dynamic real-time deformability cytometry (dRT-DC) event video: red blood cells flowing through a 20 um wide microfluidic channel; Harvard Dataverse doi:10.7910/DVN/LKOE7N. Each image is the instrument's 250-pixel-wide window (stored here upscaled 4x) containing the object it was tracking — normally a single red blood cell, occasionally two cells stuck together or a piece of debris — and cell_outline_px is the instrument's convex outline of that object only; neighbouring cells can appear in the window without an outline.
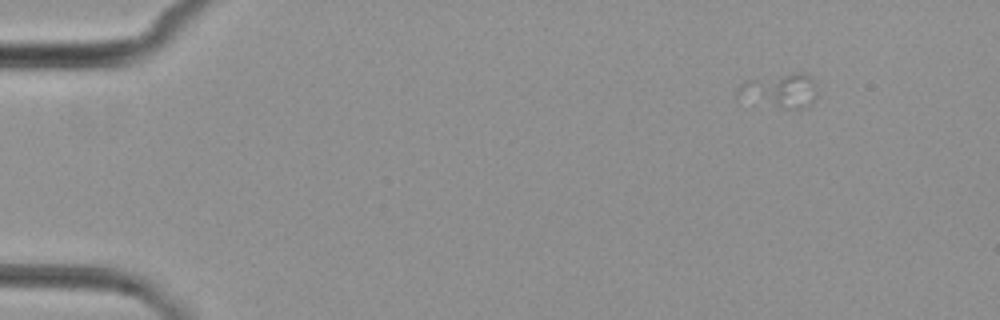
{"species": "common noctule bat (a hibernating species)", "species_latin": "Nyctalus noctula", "temperature_condition": "cold", "stored_images_in_passage": 4, "camera_frame_rate_fps": 3000, "um_per_image_px": 0.085, "animal": {"sex": "female", "body_mass_g": 29.2, "forearm_length_mm": 56.3}, "frame": {"image": 1, "passage_image": 1, "time_ms": 0.0, "image_size_px": [1000, 320], "cell_outline_px": [[816, 96], [808, 108], [784, 108], [736, 96], [736, 88], [744, 80], [796, 72], [804, 72], [816, 80]], "centroid_in_image_um": [66.35, 7.66], "position_along_channel_um": 18.7, "area_um2": 15.84}}